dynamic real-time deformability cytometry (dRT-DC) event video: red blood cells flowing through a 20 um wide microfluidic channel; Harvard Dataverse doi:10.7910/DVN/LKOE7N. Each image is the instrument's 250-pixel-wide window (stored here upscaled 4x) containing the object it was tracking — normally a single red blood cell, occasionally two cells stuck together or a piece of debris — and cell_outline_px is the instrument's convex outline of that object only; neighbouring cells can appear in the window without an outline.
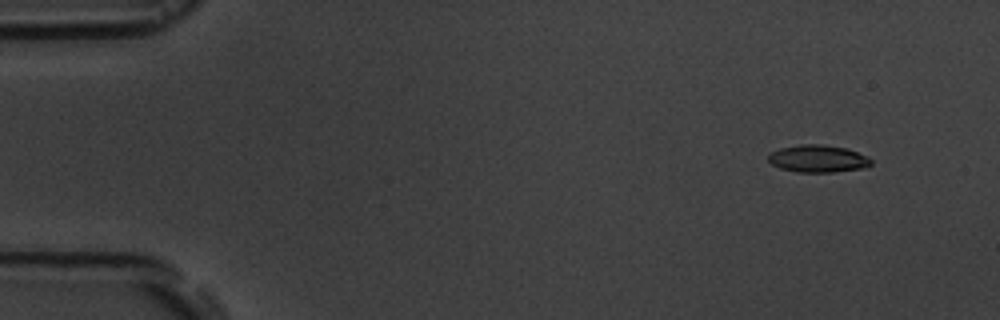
{"species": "common noctule bat (a hibernating species)", "species_latin": "Nyctalus noctula", "temperature_condition": "room temperature", "stored_images_in_passage": 17, "camera_frame_rate_fps": 3000, "um_per_image_px": 0.085, "animal": {"sex": "male", "body_mass_g": 19.5, "forearm_length_mm": 54.6}, "frame": {"image": 1, "passage_image": 2, "time_ms": 1.333, "image_size_px": [1000, 320], "cell_outline_px": [[872, 164], [868, 168], [832, 172], [796, 172], [780, 168], [772, 164], [768, 160], [768, 152], [780, 148], [800, 144], [824, 144], [848, 148], [868, 156], [872, 160]], "centroid_in_image_um": [69.55, 13.48], "position_along_channel_um": 15.4, "area_um2": 16.76}}
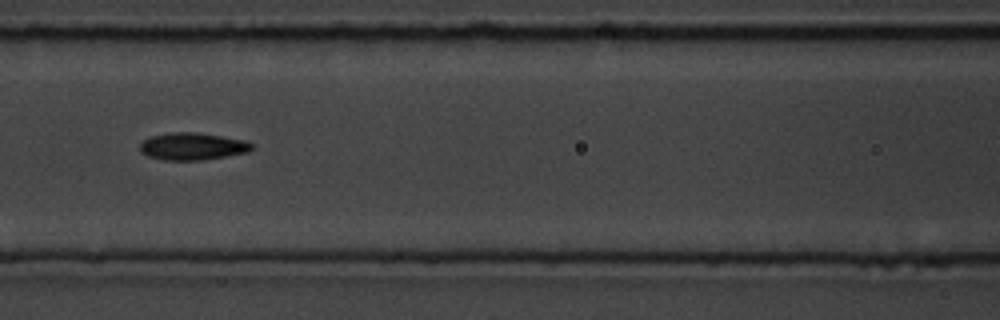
{"frame": {"image": 2, "passage_image": 8, "time_ms": 8.0, "image_size_px": [1000, 320], "cell_outline_px": [[252, 148], [248, 152], [204, 160], [164, 160], [148, 156], [140, 152], [140, 144], [144, 140], [152, 136], [172, 132], [196, 132], [244, 140], [252, 144]], "centroid_in_image_um": [16.34, 12.44], "position_along_channel_um": 150.3, "area_um2": 17.63}}
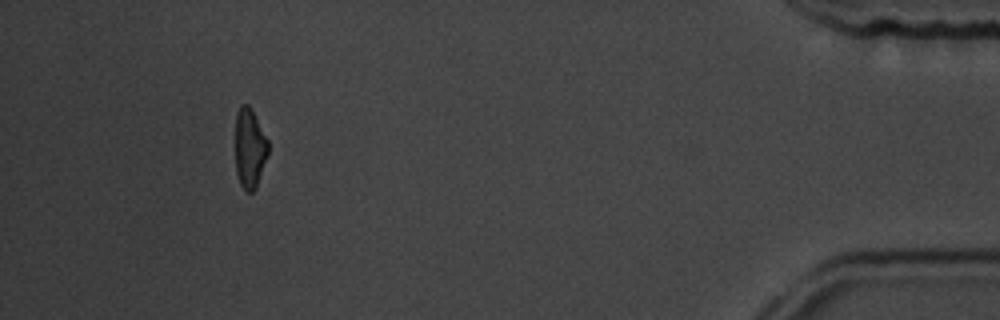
{"frame": {"image": 3, "passage_image": 16, "time_ms": 17.0, "image_size_px": [1000, 320], "cell_outline_px": [[268, 152], [256, 188], [252, 192], [248, 192], [240, 184], [236, 172], [236, 112], [240, 104], [248, 104], [252, 108], [268, 140]], "centroid_in_image_um": [21.22, 12.56], "position_along_channel_um": 414.0, "area_um2": 15.26}, "authors_computed_cell_mechanics": {"area_um2": 16.8198, "velocity_mm_per_s": 3.6602, "shape_relaxation_time_tau1_ms": 3.7195, "shape_relaxation_time_tau2_ms": 3.0762, "deformation_change_tau1": 0.1173, "deformation_change_tau2": 0.08}}